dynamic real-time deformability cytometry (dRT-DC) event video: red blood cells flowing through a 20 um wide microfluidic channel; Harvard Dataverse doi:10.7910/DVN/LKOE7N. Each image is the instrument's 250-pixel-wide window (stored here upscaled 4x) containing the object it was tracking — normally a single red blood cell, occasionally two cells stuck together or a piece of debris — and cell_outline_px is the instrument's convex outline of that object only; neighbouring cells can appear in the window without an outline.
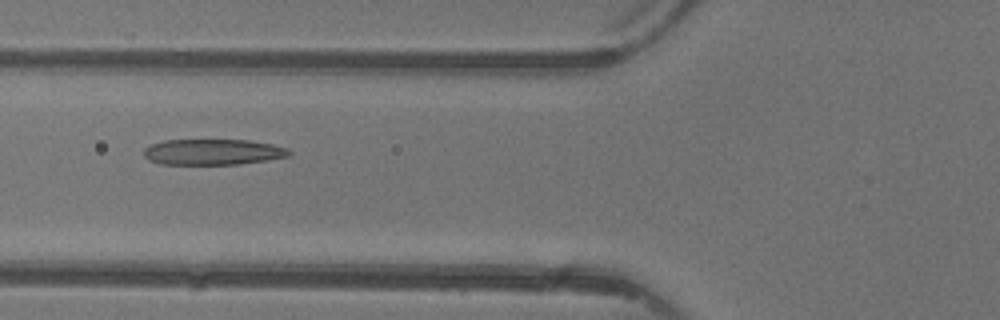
{"species": "common noctule bat (a hibernating species)", "species_latin": "Nyctalus noctula", "temperature_condition": "warm", "stored_images_in_passage": 6, "camera_frame_rate_fps": 3000, "um_per_image_px": 0.085, "animal": {"sex": "female"}, "frame": {"image": 1, "passage_image": 6, "time_ms": 5.667, "image_size_px": [1000, 320], "cell_outline_px": [[292, 152], [288, 156], [268, 160], [240, 164], [160, 164], [148, 160], [144, 156], [144, 148], [152, 144], [164, 140], [248, 140], [272, 144], [288, 148]], "centroid_in_image_um": [18.1, 12.92], "position_along_channel_um": 107.7, "area_um2": 21.91}}